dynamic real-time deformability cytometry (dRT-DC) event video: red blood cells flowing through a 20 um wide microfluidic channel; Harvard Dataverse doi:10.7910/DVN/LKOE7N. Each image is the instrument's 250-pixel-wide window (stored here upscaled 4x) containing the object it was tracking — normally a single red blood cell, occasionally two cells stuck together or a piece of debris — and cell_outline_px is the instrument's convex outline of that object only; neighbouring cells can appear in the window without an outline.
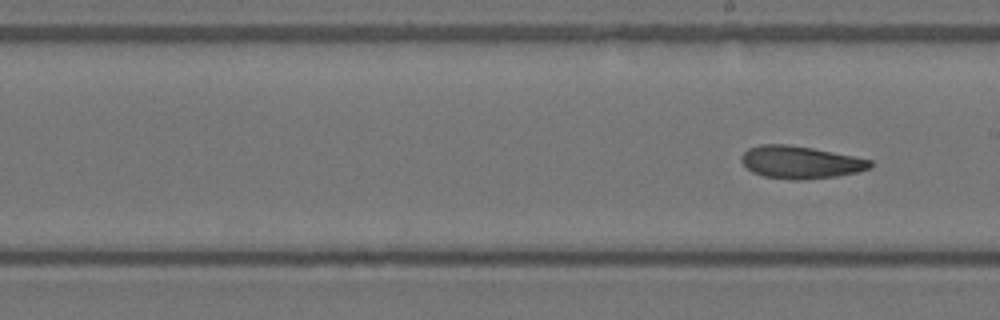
{"species": "Egyptian fruit bat (a non-hibernating species)", "species_latin": "Rousettus aegyptiacus", "temperature_condition": "warm", "stored_images_in_passage": 11, "segment_of_instrument_passage": [2, 2], "camera_frame_rate_fps": 3000, "um_per_image_px": 0.085, "animal": {"sex": "female"}, "frame": {"image": 1, "passage_image": 11, "time_ms": 3.333, "image_size_px": [1000, 320], "cell_outline_px": [[872, 168], [856, 172], [836, 176], [800, 180], [792, 180], [764, 176], [752, 172], [740, 160], [740, 156], [748, 148], [760, 144], [788, 144], [812, 148], [872, 160]], "centroid_in_image_um": [68.01, 13.79], "position_along_channel_um": 221.0, "area_um2": 24.33}}